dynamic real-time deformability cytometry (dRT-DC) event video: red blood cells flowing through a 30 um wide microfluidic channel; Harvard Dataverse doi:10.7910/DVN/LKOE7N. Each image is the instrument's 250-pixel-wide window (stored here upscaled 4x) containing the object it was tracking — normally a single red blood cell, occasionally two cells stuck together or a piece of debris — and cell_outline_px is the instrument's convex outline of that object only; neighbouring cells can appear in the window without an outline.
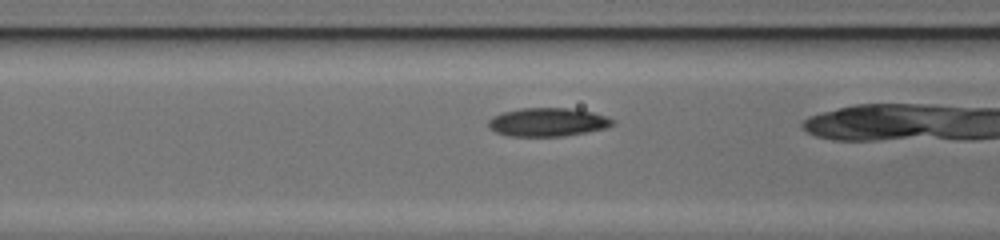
{"species": "common noctule bat (a hibernating species)", "species_latin": "Nyctalus noctula", "temperature_condition": "cold", "stored_images_in_passage": 29, "camera_frame_rate_fps": 3000, "um_per_image_px": 0.085, "animal": {"sex": "female", "body_mass_g": 17.0, "forearm_length_mm": 48.0}, "frame": {"image": 1, "passage_image": 10, "time_ms": 3.0, "image_size_px": [1000, 240], "cell_outline_px": [[616, 124], [608, 128], [564, 136], [508, 136], [496, 132], [488, 128], [488, 120], [492, 116], [504, 112], [520, 108], [568, 108], [592, 112], [608, 116], [616, 120]], "centroid_in_image_um": [46.59, 10.38], "position_along_channel_um": 120.0, "area_um2": 20.87}}
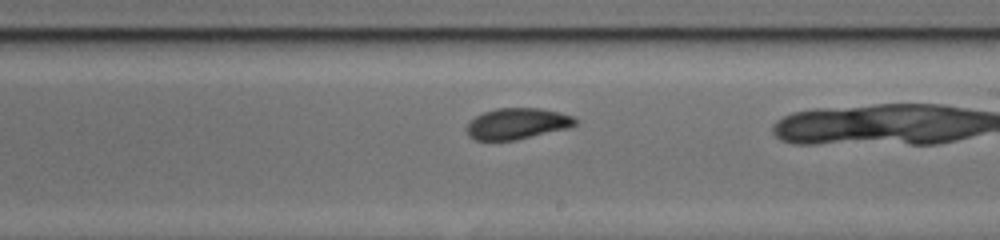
{"frame": {"image": 2, "passage_image": 19, "time_ms": 6.0, "image_size_px": [1000, 240], "cell_outline_px": [[576, 124], [568, 128], [516, 140], [476, 140], [468, 136], [464, 128], [476, 116], [484, 112], [496, 108], [540, 108], [560, 112], [572, 116], [576, 120]], "centroid_in_image_um": [43.93, 10.51], "position_along_channel_um": 245.1, "area_um2": 19.65}}
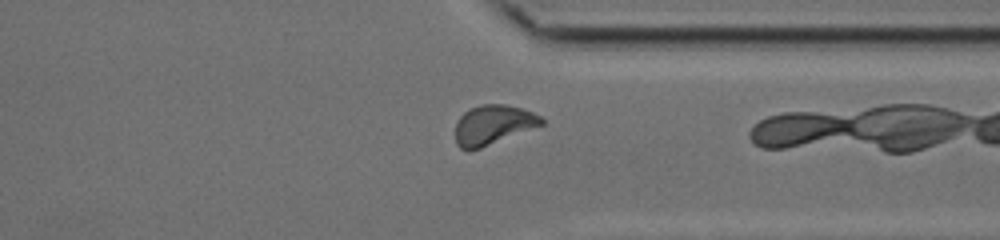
{"frame": {"image": 3, "passage_image": 28, "time_ms": 9.0, "image_size_px": [1000, 240], "cell_outline_px": [[544, 124], [480, 148], [468, 152], [460, 148], [456, 144], [456, 124], [460, 116], [468, 108], [480, 104], [504, 104], [520, 108], [532, 112], [540, 116], [544, 120]], "centroid_in_image_um": [41.87, 10.61], "position_along_channel_um": 369.5, "area_um2": 19.83}}